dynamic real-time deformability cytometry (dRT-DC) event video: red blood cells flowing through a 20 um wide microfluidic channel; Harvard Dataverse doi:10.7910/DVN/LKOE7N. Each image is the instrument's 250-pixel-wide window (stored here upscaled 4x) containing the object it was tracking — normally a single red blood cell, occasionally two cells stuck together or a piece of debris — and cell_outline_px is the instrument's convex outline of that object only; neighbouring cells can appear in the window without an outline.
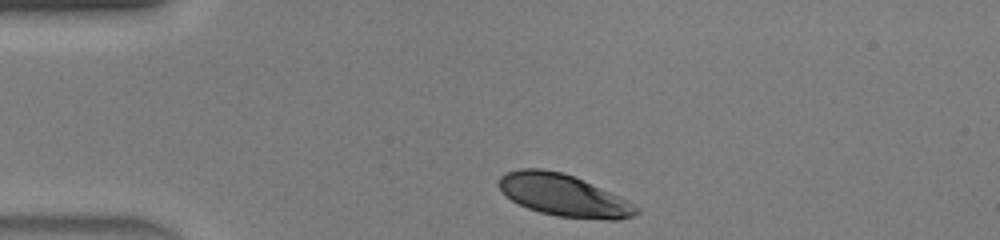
{"species": "human", "species_latin": "Homo sapiens", "temperature_condition": "warm", "stored_images_in_passage": 29, "camera_frame_rate_fps": 3000, "um_per_image_px": 0.085, "donor": {"sex": "male"}, "frame": {"image": 1, "passage_image": 1, "time_ms": 0.0, "image_size_px": [1000, 240], "cell_outline_px": [[640, 212], [636, 216], [616, 220], [608, 220], [556, 216], [540, 212], [528, 208], [512, 200], [496, 184], [500, 176], [504, 172], [520, 168], [540, 168], [560, 172], [572, 176], [608, 192], [640, 208]], "centroid_in_image_um": [47.86, 16.61], "position_along_channel_um": 37.1, "area_um2": 33.12}}
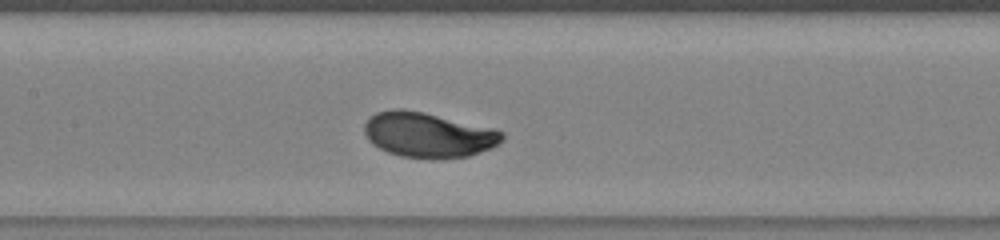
{"frame": {"image": 2, "passage_image": 13, "time_ms": 4.0, "image_size_px": [1000, 240], "cell_outline_px": [[504, 140], [492, 148], [468, 156], [432, 160], [400, 156], [388, 152], [372, 144], [368, 140], [364, 132], [364, 124], [376, 112], [392, 108], [404, 108], [424, 112], [492, 128], [504, 132]], "centroid_in_image_um": [36.39, 11.47], "position_along_channel_um": 171.0, "area_um2": 36.53}}
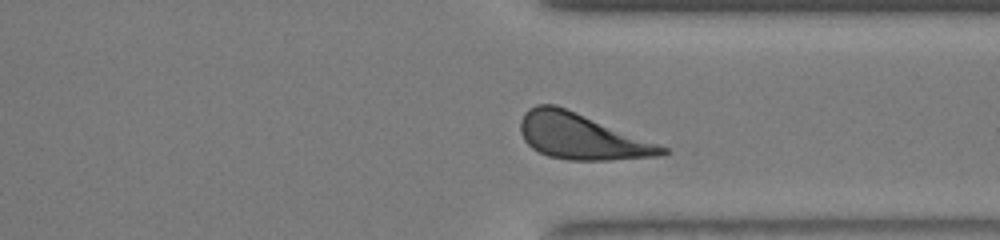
{"frame": {"image": 3, "passage_image": 26, "time_ms": 8.333, "image_size_px": [1000, 240], "cell_outline_px": [[668, 152], [664, 156], [608, 160], [568, 160], [548, 156], [532, 148], [524, 140], [520, 132], [520, 120], [524, 112], [528, 108], [536, 104], [556, 104], [668, 148]], "centroid_in_image_um": [49.39, 11.6], "position_along_channel_um": 362.0, "area_um2": 37.63}, "authors_computed_cell_mechanics": {"area_um2": 35.7782, "velocity_mm_per_s": 4.4089, "shape_relaxation_time_tau1_ms": 1.9022, "shape_relaxation_time_tau2_ms": null, "deformation_change_tau1": 0.1531, "deformation_change_tau2": null}}